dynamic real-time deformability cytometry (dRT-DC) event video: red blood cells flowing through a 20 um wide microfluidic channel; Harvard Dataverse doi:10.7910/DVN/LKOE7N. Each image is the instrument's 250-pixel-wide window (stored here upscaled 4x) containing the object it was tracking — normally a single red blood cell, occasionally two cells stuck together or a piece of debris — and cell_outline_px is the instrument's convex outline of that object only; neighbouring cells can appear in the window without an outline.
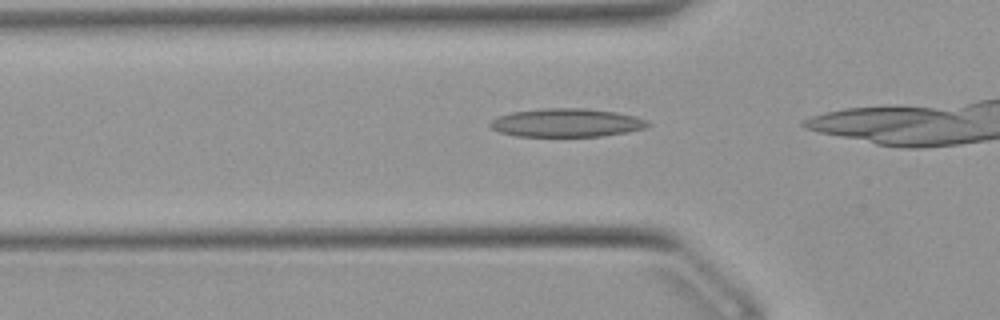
{"species": "Egyptian fruit bat (a non-hibernating species)", "species_latin": "Rousettus aegyptiacus", "temperature_condition": "warm", "stored_images_in_passage": 57, "camera_frame_rate_fps": 3000, "um_per_image_px": 0.085, "animal": {"sex": "female"}, "frame": {"image": 1, "passage_image": 3, "time_ms": 0.667, "image_size_px": [1000, 320], "cell_outline_px": [[652, 124], [644, 128], [628, 132], [600, 136], [516, 136], [500, 132], [492, 128], [488, 124], [492, 120], [500, 116], [512, 112], [540, 108], [584, 108], [616, 112], [636, 116], [648, 120]], "centroid_in_image_um": [48.19, 10.43], "position_along_channel_um": 77.6, "area_um2": 26.13}}
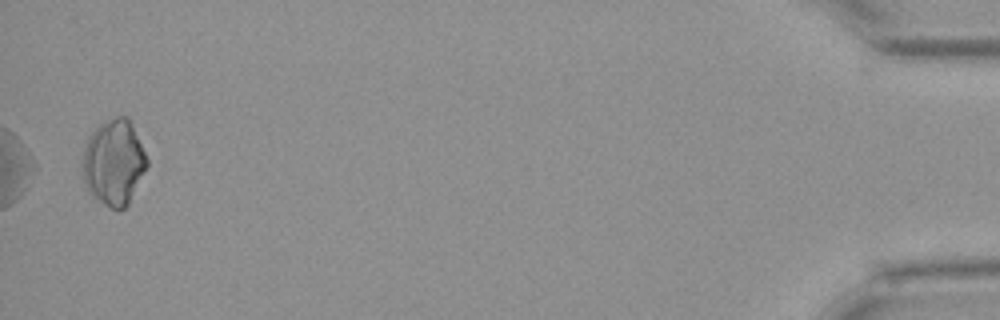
{"frame": {"image": 2, "passage_image": 57, "time_ms": 18.667, "image_size_px": [1000, 320], "cell_outline_px": [[148, 164], [128, 204], [120, 212], [116, 212], [92, 196], [88, 192], [84, 180], [80, 164], [80, 156], [84, 144], [88, 136], [96, 124], [100, 120], [116, 116], [128, 116], [148, 160]], "centroid_in_image_um": [9.61, 13.78], "position_along_channel_um": 425.6, "area_um2": 33.0}}